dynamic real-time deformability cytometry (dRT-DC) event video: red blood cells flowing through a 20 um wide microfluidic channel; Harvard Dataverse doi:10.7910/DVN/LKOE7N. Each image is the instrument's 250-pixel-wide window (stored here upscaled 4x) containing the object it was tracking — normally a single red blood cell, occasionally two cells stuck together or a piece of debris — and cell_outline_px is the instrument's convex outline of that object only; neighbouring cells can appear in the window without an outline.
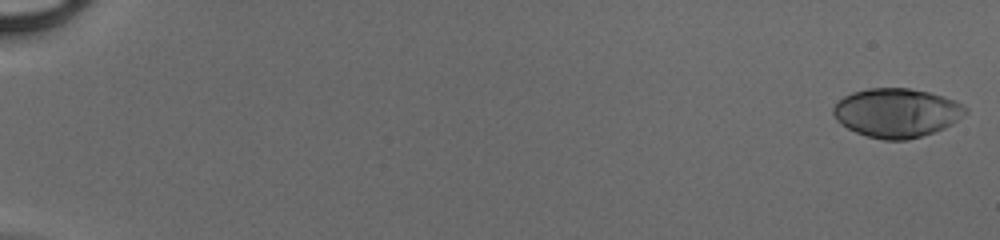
{"species": "human", "species_latin": "Homo sapiens", "temperature_condition": "cold", "stored_images_in_passage": 46, "camera_frame_rate_fps": 3000, "um_per_image_px": 0.085, "donor": {"sex": "male"}, "frame": {"image": 1, "passage_image": 1, "time_ms": 0.0, "image_size_px": [1000, 240], "cell_outline_px": [[968, 112], [952, 124], [944, 128], [908, 140], [884, 140], [868, 136], [856, 132], [840, 124], [836, 120], [832, 112], [832, 108], [836, 100], [852, 92], [868, 88], [908, 88], [928, 92], [944, 96], [956, 100], [964, 104], [968, 108]], "centroid_in_image_um": [76.21, 9.58], "position_along_channel_um": 8.8, "area_um2": 38.03}}
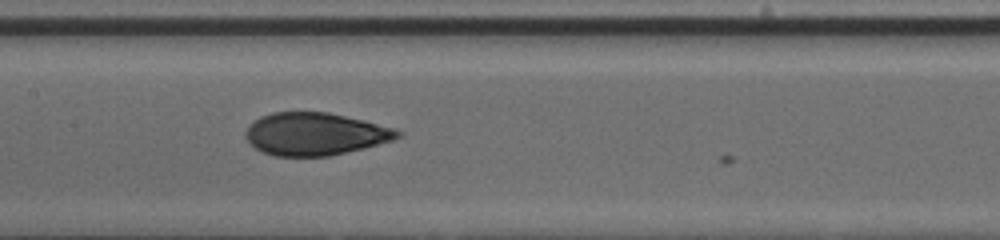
{"frame": {"image": 2, "passage_image": 27, "time_ms": 8.667, "image_size_px": [1000, 240], "cell_outline_px": [[404, 132], [400, 136], [392, 140], [364, 148], [328, 156], [276, 156], [264, 152], [256, 148], [244, 136], [244, 132], [248, 124], [260, 116], [272, 112], [328, 112], [364, 120], [392, 128]], "centroid_in_image_um": [26.75, 11.38], "position_along_channel_um": 180.7, "area_um2": 37.63}}
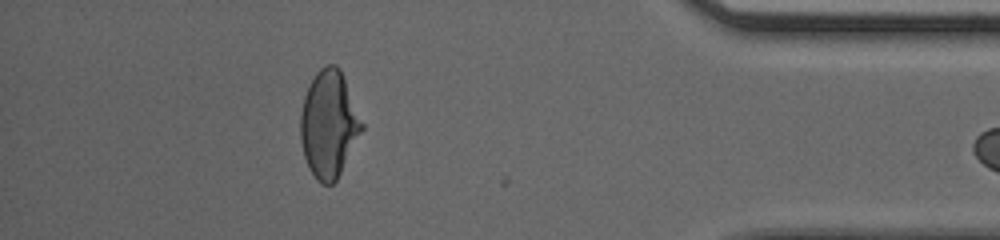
{"frame": {"image": 3, "passage_image": 45, "time_ms": 14.667, "image_size_px": [1000, 240], "cell_outline_px": [[364, 128], [336, 180], [332, 184], [320, 184], [316, 180], [308, 168], [304, 156], [300, 140], [300, 116], [304, 96], [316, 72], [320, 68], [328, 64], [336, 64], [340, 68], [364, 124]], "centroid_in_image_um": [27.95, 10.56], "position_along_channel_um": 407.3, "area_um2": 38.21}}